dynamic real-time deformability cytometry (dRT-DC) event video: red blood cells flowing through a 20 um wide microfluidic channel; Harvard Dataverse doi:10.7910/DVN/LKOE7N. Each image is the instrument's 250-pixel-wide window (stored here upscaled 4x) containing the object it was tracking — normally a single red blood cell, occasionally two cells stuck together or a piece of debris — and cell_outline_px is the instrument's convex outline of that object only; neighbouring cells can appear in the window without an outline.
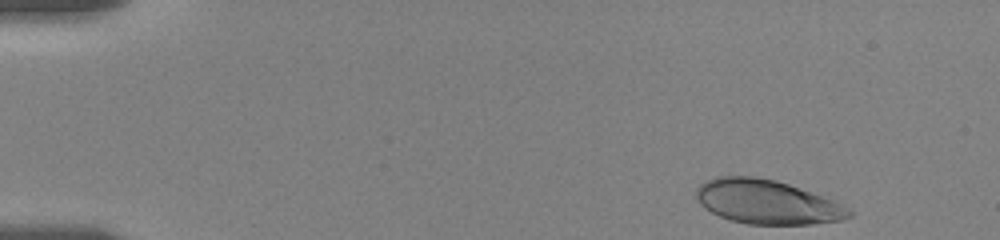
{"species": "human", "species_latin": "Homo sapiens", "temperature_condition": "room temperature", "stored_images_in_passage": 22, "camera_frame_rate_fps": 3000, "um_per_image_px": 0.085, "donor": {"sex": "female"}, "frame": {"image": 1, "passage_image": 1, "time_ms": 0.0, "image_size_px": [1000, 240], "cell_outline_px": [[852, 216], [844, 220], [812, 224], [748, 224], [732, 220], [720, 216], [704, 208], [700, 204], [696, 196], [696, 188], [700, 184], [716, 176], [752, 176], [776, 180], [788, 184], [832, 200], [848, 208], [852, 212]], "centroid_in_image_um": [65.18, 17.17], "position_along_channel_um": 19.8, "area_um2": 39.02}}